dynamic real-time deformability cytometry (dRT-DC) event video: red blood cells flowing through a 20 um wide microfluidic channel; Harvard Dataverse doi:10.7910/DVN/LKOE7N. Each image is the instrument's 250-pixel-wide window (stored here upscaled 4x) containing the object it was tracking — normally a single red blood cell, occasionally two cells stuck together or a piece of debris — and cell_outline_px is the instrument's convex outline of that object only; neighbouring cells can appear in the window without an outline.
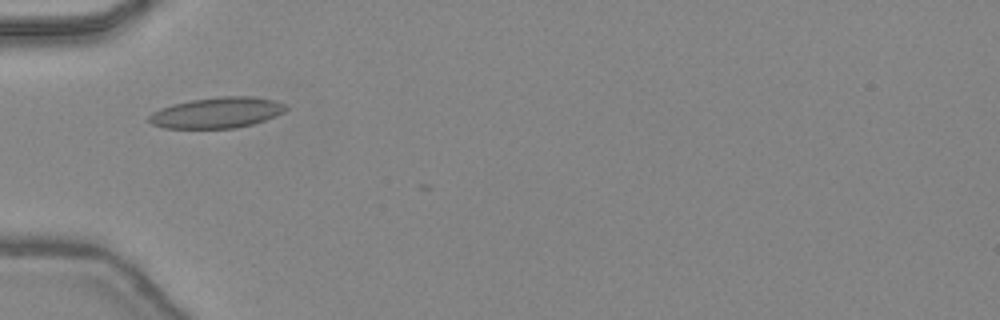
{"species": "common noctule bat (a hibernating species)", "species_latin": "Nyctalus noctula", "temperature_condition": "warm", "stored_images_in_passage": 16, "camera_frame_rate_fps": 3000, "um_per_image_px": 0.085, "animal": {"sex": "female", "body_mass_g": 24.6, "forearm_length_mm": 56.2}, "frame": {"image": 1, "passage_image": 13, "time_ms": 4.0, "image_size_px": [1000, 320], "cell_outline_px": [[288, 108], [284, 112], [276, 116], [252, 124], [236, 128], [164, 128], [152, 124], [148, 120], [148, 116], [152, 112], [160, 108], [172, 104], [192, 100], [220, 96], [252, 96], [272, 100], [284, 104]], "centroid_in_image_um": [18.42, 9.58], "position_along_channel_um": 66.6, "area_um2": 24.51}}